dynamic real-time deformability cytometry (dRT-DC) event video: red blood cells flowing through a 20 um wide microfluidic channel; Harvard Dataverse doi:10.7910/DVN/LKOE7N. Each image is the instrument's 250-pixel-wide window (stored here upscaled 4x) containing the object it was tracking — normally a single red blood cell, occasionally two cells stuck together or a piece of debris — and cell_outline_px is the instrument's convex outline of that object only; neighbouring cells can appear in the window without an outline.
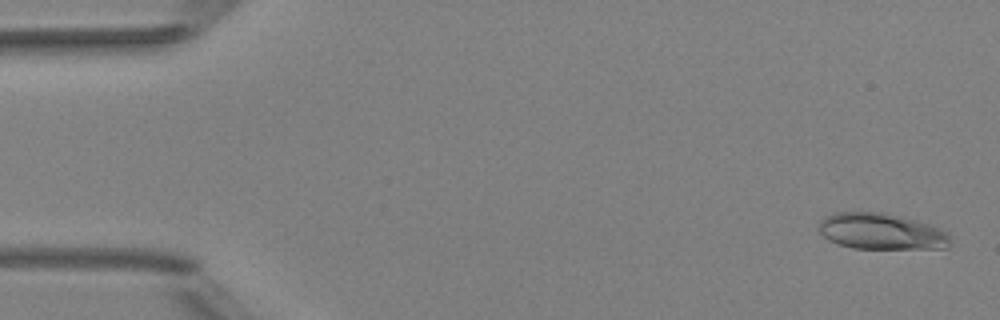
{"species": "Egyptian fruit bat (a non-hibernating species)", "species_latin": "Rousettus aegyptiacus", "temperature_condition": "room temperature", "stored_images_in_passage": 5, "camera_frame_rate_fps": 3000, "um_per_image_px": 0.085, "animal": {"sex": "female"}, "frame": {"image": 1, "passage_image": 1, "time_ms": 0.0, "image_size_px": [1000, 320], "cell_outline_px": [[948, 248], [852, 248], [836, 244], [828, 240], [820, 232], [820, 220], [824, 216], [836, 212], [884, 212], [916, 220], [940, 228], [948, 232]], "centroid_in_image_um": [74.87, 19.66], "position_along_channel_um": 10.1, "area_um2": 27.63}}
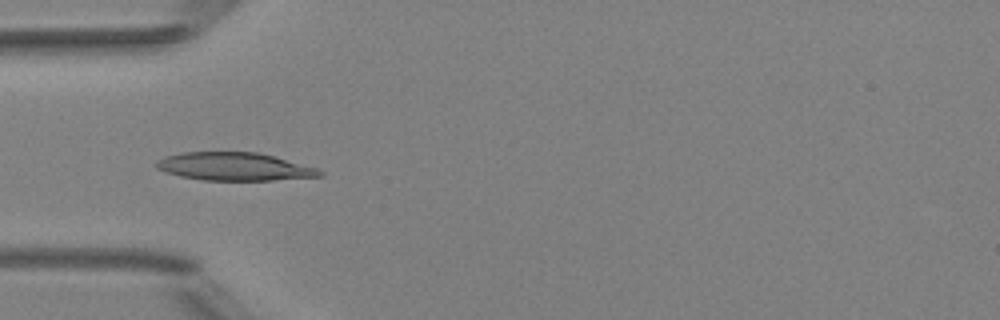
{"frame": {"image": 2, "passage_image": 5, "time_ms": 4.667, "image_size_px": [1000, 320], "cell_outline_px": [[324, 176], [272, 180], [204, 180], [180, 176], [156, 168], [156, 160], [164, 156], [184, 152], [256, 152], [272, 156], [316, 168], [324, 172]], "centroid_in_image_um": [19.9, 14.16], "position_along_channel_um": 65.1, "area_um2": 26.41}}